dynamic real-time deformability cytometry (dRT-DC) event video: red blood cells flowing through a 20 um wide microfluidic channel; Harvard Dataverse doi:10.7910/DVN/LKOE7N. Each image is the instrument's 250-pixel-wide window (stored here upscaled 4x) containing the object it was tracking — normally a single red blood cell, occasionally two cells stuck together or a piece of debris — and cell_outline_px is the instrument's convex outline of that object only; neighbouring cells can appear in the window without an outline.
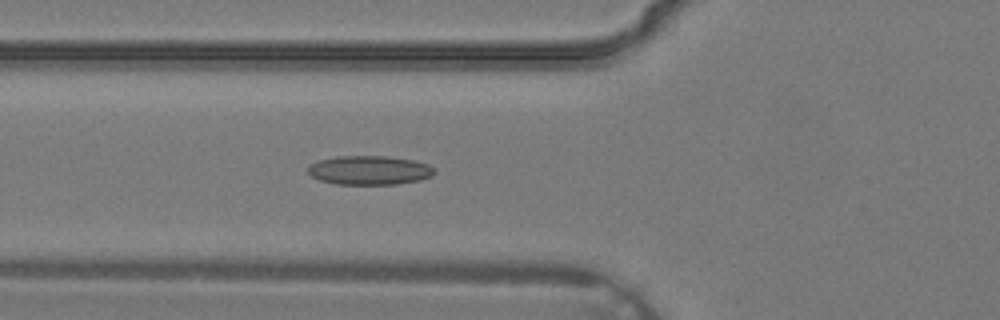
{"species": "common noctule bat (a hibernating species)", "species_latin": "Nyctalus noctula", "temperature_condition": "warm", "stored_images_in_passage": 5, "camera_frame_rate_fps": 3000, "um_per_image_px": 0.085, "animal": {"sex": "male", "body_mass_g": 19.2, "forearm_length_mm": 51.8}, "frame": {"image": 1, "passage_image": 5, "time_ms": 1.333, "image_size_px": [1000, 320], "cell_outline_px": [[436, 172], [432, 176], [420, 180], [396, 184], [336, 184], [320, 180], [312, 176], [308, 172], [308, 168], [312, 164], [320, 160], [336, 156], [388, 156], [416, 160], [428, 164]], "centroid_in_image_um": [31.44, 14.46], "position_along_channel_um": 94.4, "area_um2": 21.39}}